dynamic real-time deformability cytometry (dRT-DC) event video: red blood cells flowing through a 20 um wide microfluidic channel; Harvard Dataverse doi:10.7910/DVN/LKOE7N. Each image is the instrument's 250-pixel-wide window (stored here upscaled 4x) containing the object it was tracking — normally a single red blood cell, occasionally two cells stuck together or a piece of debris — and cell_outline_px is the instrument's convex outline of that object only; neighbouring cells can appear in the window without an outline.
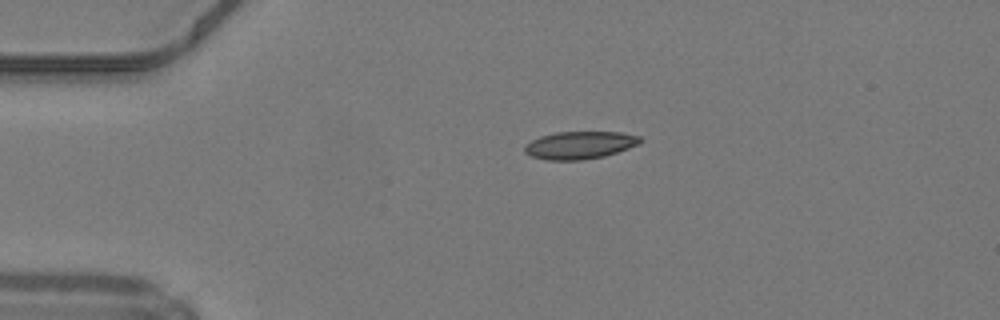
{"species": "common noctule bat (a hibernating species)", "species_latin": "Nyctalus noctula", "temperature_condition": "warm", "stored_images_in_passage": 39, "camera_frame_rate_fps": 3000, "um_per_image_px": 0.085, "animal": {"sex": "male", "body_mass_g": 19.2, "forearm_length_mm": 51.8}, "frame": {"image": 1, "passage_image": 1, "time_ms": 0.0, "image_size_px": [1000, 320], "cell_outline_px": [[644, 140], [640, 144], [604, 156], [584, 160], [548, 160], [532, 156], [524, 152], [524, 144], [540, 136], [556, 132], [620, 132], [640, 136]], "centroid_in_image_um": [49.28, 12.33], "position_along_channel_um": 35.7, "area_um2": 18.67}}
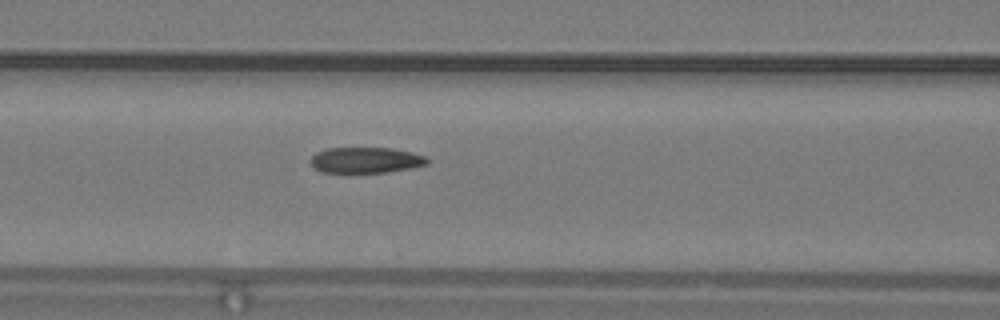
{"frame": {"image": 2, "passage_image": 11, "time_ms": 3.333, "image_size_px": [1000, 320], "cell_outline_px": [[428, 164], [388, 172], [320, 172], [312, 168], [312, 156], [316, 152], [328, 148], [392, 148], [412, 152], [424, 156], [428, 160]], "centroid_in_image_um": [31.07, 13.61], "position_along_channel_um": 135.5, "area_um2": 17.4}}
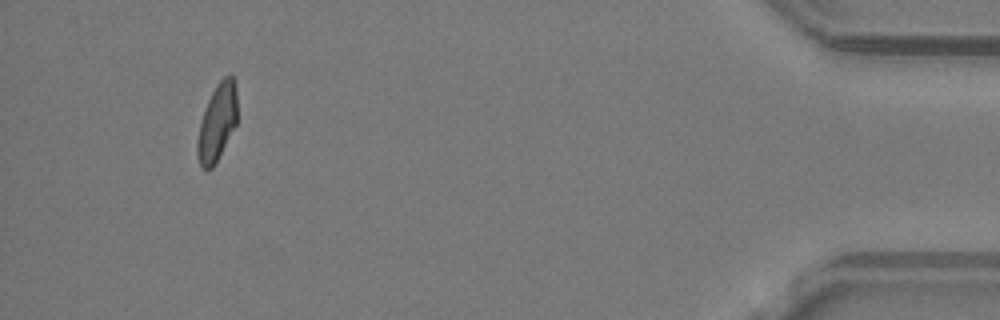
{"frame": {"image": 3, "passage_image": 36, "time_ms": 11.667, "image_size_px": [1000, 320], "cell_outline_px": [[236, 124], [212, 168], [200, 168], [196, 156], [196, 144], [200, 124], [208, 100], [216, 84], [224, 76], [232, 72], [236, 88]], "centroid_in_image_um": [18.44, 10.38], "position_along_channel_um": 416.8, "area_um2": 17.69}, "authors_computed_cell_mechanics": {"area_um2": 18.6694, "velocity_mm_per_s": 4.2361, "shape_relaxation_time_tau1_ms": 10.1043, "shape_relaxation_time_tau2_ms": 2.0093, "deformation_change_tau1": 0.2535, "deformation_change_tau2": 0.0758}}